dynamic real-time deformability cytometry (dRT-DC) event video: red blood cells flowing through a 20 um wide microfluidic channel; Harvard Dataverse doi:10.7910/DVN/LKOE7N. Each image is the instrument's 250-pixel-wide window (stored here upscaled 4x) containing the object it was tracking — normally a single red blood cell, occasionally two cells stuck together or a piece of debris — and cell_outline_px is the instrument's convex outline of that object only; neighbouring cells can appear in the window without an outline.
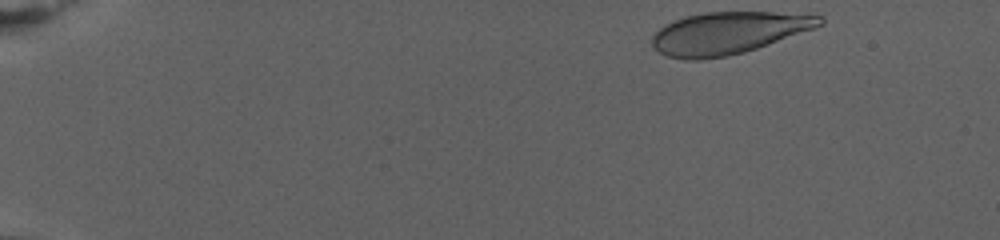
{"species": "human", "species_latin": "Homo sapiens", "temperature_condition": "warm", "stored_images_in_passage": 67, "camera_frame_rate_fps": 3000, "um_per_image_px": 0.085, "donor": {"sex": "female"}, "frame": {"image": 1, "passage_image": 1, "time_ms": 0.0, "image_size_px": [1000, 240], "cell_outline_px": [[824, 24], [816, 28], [744, 52], [728, 56], [700, 60], [684, 60], [668, 56], [652, 48], [652, 36], [660, 28], [684, 16], [704, 12], [772, 12], [824, 16]], "centroid_in_image_um": [61.9, 2.81], "position_along_channel_um": 23.1, "area_um2": 41.1}}
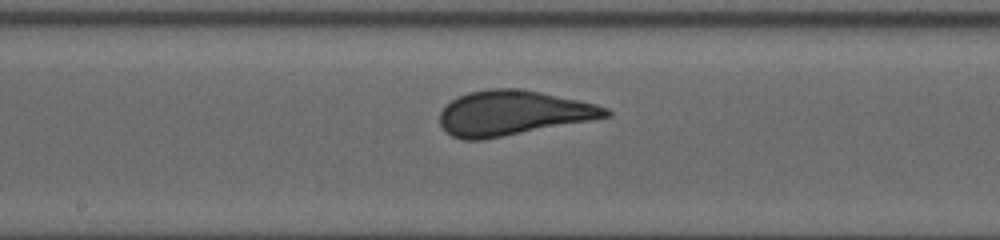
{"frame": {"image": 2, "passage_image": 35, "time_ms": 11.333, "image_size_px": [1000, 240], "cell_outline_px": [[612, 116], [592, 120], [484, 140], [464, 140], [452, 136], [444, 132], [440, 124], [440, 112], [452, 100], [468, 92], [492, 88], [520, 88], [540, 92], [596, 104], [608, 108], [612, 112]], "centroid_in_image_um": [43.59, 9.62], "position_along_channel_um": 204.6, "area_um2": 43.41}}
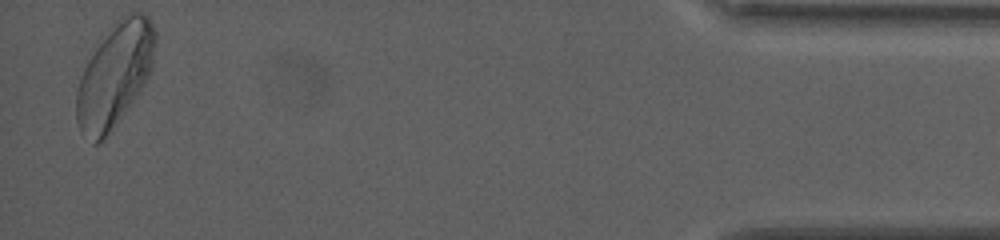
{"frame": {"image": 3, "passage_image": 67, "time_ms": 22.0, "image_size_px": [1000, 240], "cell_outline_px": [[156, 40], [152, 68], [144, 84], [136, 96], [108, 132], [96, 144], [92, 144], [80, 132], [76, 120], [76, 92], [84, 68], [88, 60], [96, 48], [116, 20], [120, 16], [128, 12], [144, 12], [152, 20], [156, 32]], "centroid_in_image_um": [9.77, 6.32], "position_along_channel_um": 425.4, "area_um2": 47.05}, "authors_computed_cell_mechanics": {"area_um2": 42.9454, "velocity_mm_per_s": 2.7387, "shape_relaxation_time_tau1_ms": 6.1387, "shape_relaxation_time_tau2_ms": null, "deformation_change_tau1": 0.1687, "deformation_change_tau2": null}}